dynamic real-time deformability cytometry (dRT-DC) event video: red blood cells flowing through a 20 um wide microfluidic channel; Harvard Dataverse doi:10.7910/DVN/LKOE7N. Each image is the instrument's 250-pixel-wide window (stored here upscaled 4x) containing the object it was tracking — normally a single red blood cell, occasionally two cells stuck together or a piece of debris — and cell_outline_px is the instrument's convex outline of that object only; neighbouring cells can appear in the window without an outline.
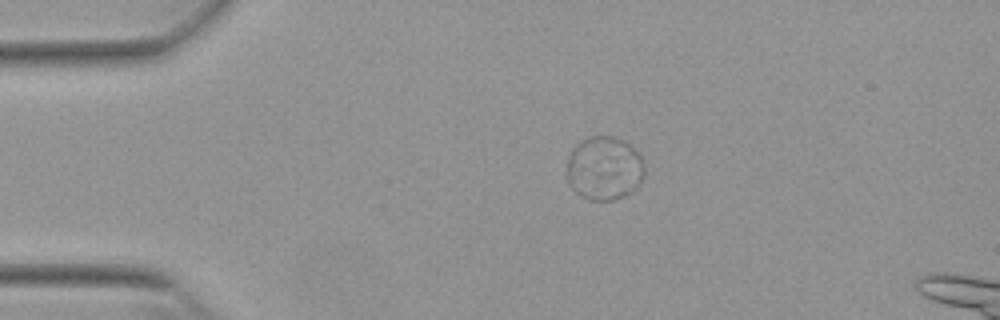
{"species": "Egyptian fruit bat (a non-hibernating species)", "species_latin": "Rousettus aegyptiacus", "temperature_condition": "warm", "stored_images_in_passage": 7, "camera_frame_rate_fps": 3000, "um_per_image_px": 0.085, "animal": {"sex": "female"}, "frame": {"image": 1, "passage_image": 1, "time_ms": 0.0, "image_size_px": [1000, 320], "cell_outline_px": [[644, 176], [640, 184], [632, 192], [624, 196], [612, 200], [588, 200], [576, 192], [568, 184], [564, 172], [568, 156], [572, 148], [580, 140], [588, 136], [612, 136], [624, 140], [640, 152], [644, 168]], "centroid_in_image_um": [51.33, 14.29], "position_along_channel_um": 33.7, "area_um2": 29.65}}